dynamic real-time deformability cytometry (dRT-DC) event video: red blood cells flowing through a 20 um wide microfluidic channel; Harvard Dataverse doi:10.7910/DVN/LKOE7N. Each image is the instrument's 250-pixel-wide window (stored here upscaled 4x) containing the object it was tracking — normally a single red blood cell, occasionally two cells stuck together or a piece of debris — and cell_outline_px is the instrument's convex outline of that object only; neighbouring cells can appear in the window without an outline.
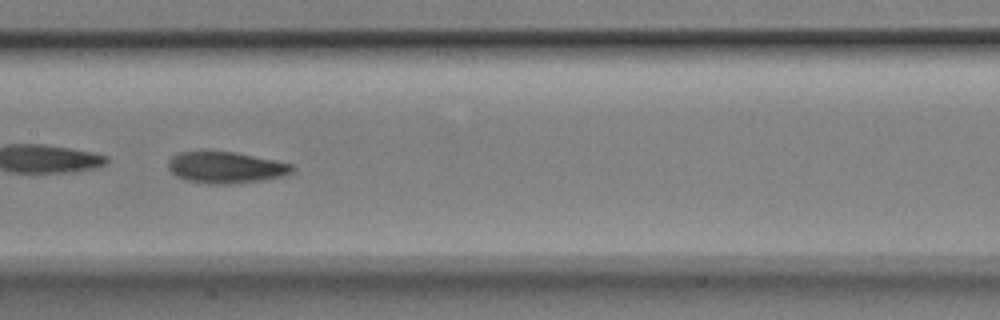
{"species": "Egyptian fruit bat (a non-hibernating species)", "species_latin": "Rousettus aegyptiacus", "temperature_condition": "room temperature", "stored_images_in_passage": 38, "camera_frame_rate_fps": 3000, "um_per_image_px": 0.085, "animal": {"sex": "male"}, "frame": {"image": 1, "passage_image": 13, "time_ms": 4.0, "image_size_px": [1000, 320], "cell_outline_px": [[296, 168], [292, 172], [284, 176], [260, 180], [228, 184], [208, 184], [184, 180], [176, 176], [168, 168], [168, 160], [172, 156], [180, 152], [208, 148], [236, 152], [292, 164]], "centroid_in_image_um": [19.13, 14.19], "position_along_channel_um": 188.3, "area_um2": 23.41}}
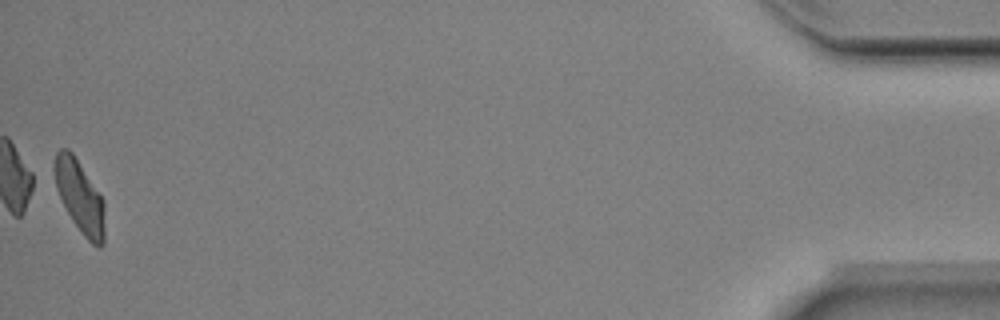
{"frame": {"image": 2, "passage_image": 38, "time_ms": 12.333, "image_size_px": [1000, 320], "cell_outline_px": [[104, 244], [100, 248], [92, 244], [84, 236], [72, 220], [56, 188], [52, 168], [52, 164], [56, 152], [60, 148], [68, 148], [72, 152], [104, 200]], "centroid_in_image_um": [6.76, 16.69], "position_along_channel_um": 428.4, "area_um2": 21.21}, "authors_computed_cell_mechanics": {"area_um2": 22.1085, "velocity_mm_per_s": 3.9882, "shape_relaxation_time_tau1_ms": 5.9069, "shape_relaxation_time_tau2_ms": 3.6419, "deformation_change_tau1": 0.1705, "deformation_change_tau2": 0.1016}}